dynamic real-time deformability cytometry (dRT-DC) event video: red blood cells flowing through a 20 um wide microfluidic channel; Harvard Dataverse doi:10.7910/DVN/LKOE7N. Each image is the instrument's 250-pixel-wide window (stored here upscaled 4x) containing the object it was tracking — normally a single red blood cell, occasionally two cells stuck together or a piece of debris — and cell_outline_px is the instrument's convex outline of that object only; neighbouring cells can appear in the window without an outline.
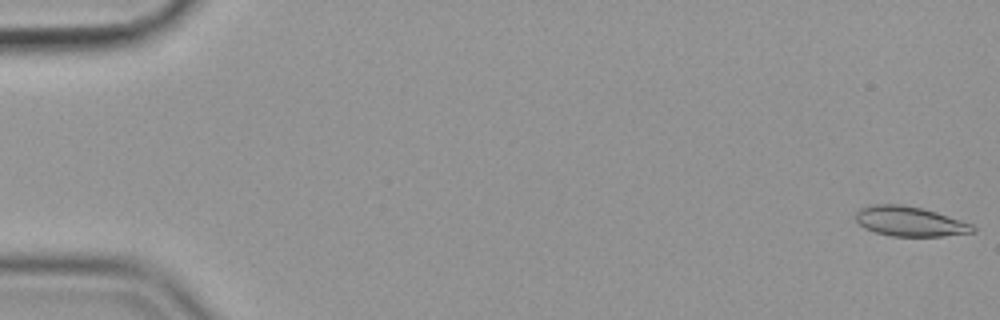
{"species": "common noctule bat (a hibernating species)", "species_latin": "Nyctalus noctula", "temperature_condition": "cold", "stored_images_in_passage": 57, "camera_frame_rate_fps": 3000, "um_per_image_px": 0.085, "animal": {"sex": "female", "body_mass_g": 19.9}, "frame": {"image": 1, "passage_image": 1, "time_ms": 0.0, "image_size_px": [1000, 320], "cell_outline_px": [[976, 232], [944, 236], [892, 236], [876, 232], [864, 228], [856, 220], [856, 212], [860, 208], [876, 204], [900, 204], [920, 208], [936, 212], [972, 224], [976, 228]], "centroid_in_image_um": [77.34, 18.82], "position_along_channel_um": 7.7, "area_um2": 20.17}}
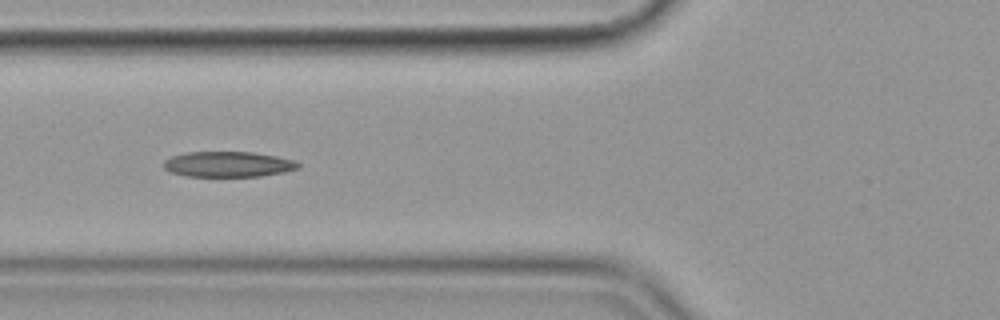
{"frame": {"image": 2, "passage_image": 22, "time_ms": 7.0, "image_size_px": [1000, 320], "cell_outline_px": [[300, 168], [284, 172], [260, 176], [184, 176], [168, 172], [164, 168], [164, 160], [172, 156], [188, 152], [252, 152], [276, 156], [292, 160], [300, 164]], "centroid_in_image_um": [19.36, 13.96], "position_along_channel_um": 106.4, "area_um2": 19.94}}
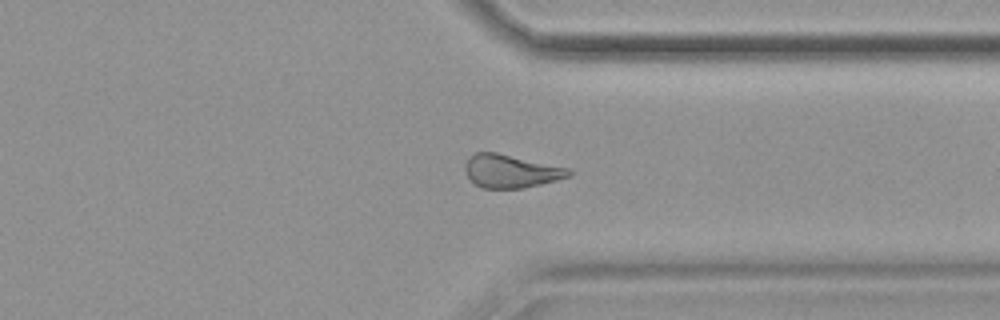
{"frame": {"image": 3, "passage_image": 44, "time_ms": 14.333, "image_size_px": [1000, 320], "cell_outline_px": [[572, 172], [568, 176], [556, 180], [524, 188], [480, 188], [468, 176], [464, 168], [468, 156], [476, 152], [496, 152], [572, 168]], "centroid_in_image_um": [43.43, 14.53], "position_along_channel_um": 368.0, "area_um2": 20.11}, "authors_computed_cell_mechanics": {"area_um2": 20.3456, "velocity_mm_per_s": 3.5645, "shape_relaxation_time_tau1_ms": 6.7455, "shape_relaxation_time_tau2_ms": 11.2521, "deformation_change_tau1": 0.1684, "deformation_change_tau2": 0.2324}}